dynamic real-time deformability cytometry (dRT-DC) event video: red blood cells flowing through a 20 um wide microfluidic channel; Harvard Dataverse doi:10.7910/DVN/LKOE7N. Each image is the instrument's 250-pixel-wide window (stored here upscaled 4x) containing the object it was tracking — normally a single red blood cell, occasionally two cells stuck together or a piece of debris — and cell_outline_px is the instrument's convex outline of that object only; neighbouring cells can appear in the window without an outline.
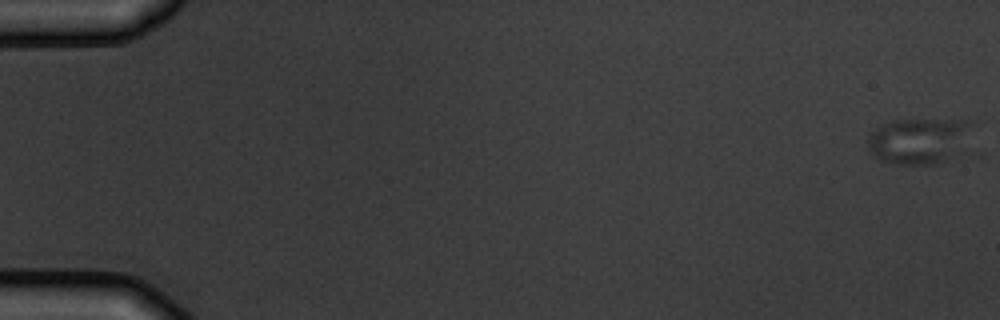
{"species": "common noctule bat (a hibernating species)", "species_latin": "Nyctalus noctula", "temperature_condition": "warm", "stored_images_in_passage": 4, "segment_of_instrument_passage": [1, 2], "camera_frame_rate_fps": 3000, "um_per_image_px": 0.085, "animal": {"sex": "male", "body_mass_g": 19.5, "forearm_length_mm": 54.6}, "frame": {"image": 1, "passage_image": 1, "time_ms": 0.0, "image_size_px": [1000, 320], "cell_outline_px": [[968, 124], [944, 160], [940, 164], [896, 164], [880, 160], [868, 148], [868, 132], [892, 120], [964, 120]], "centroid_in_image_um": [77.79, 11.96], "position_along_channel_um": 7.2, "area_um2": 25.72}}